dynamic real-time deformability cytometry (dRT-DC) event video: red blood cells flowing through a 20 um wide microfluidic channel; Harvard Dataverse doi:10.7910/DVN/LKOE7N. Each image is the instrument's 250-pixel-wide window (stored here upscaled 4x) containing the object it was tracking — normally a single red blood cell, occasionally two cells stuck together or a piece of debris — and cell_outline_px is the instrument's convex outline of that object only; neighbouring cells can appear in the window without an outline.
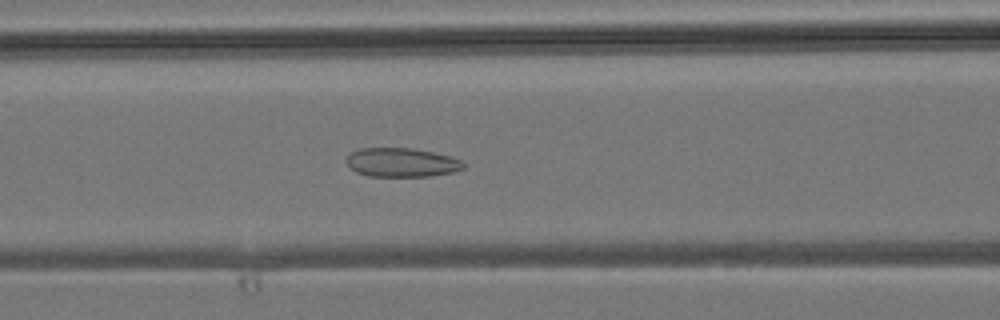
{"species": "common noctule bat (a hibernating species)", "species_latin": "Nyctalus noctula", "temperature_condition": "room temperature", "stored_images_in_passage": 46, "camera_frame_rate_fps": 3000, "um_per_image_px": 0.085, "animal": {"sex": "male", "body_mass_g": 19.2, "forearm_length_mm": 51.8}, "frame": {"image": 1, "passage_image": 19, "time_ms": 6.0, "image_size_px": [1000, 320], "cell_outline_px": [[464, 168], [452, 172], [428, 176], [368, 176], [356, 172], [348, 168], [344, 160], [352, 152], [360, 148], [412, 148], [452, 156], [460, 160], [464, 164]], "centroid_in_image_um": [34.09, 13.81], "position_along_channel_um": 132.5, "area_um2": 19.83}}
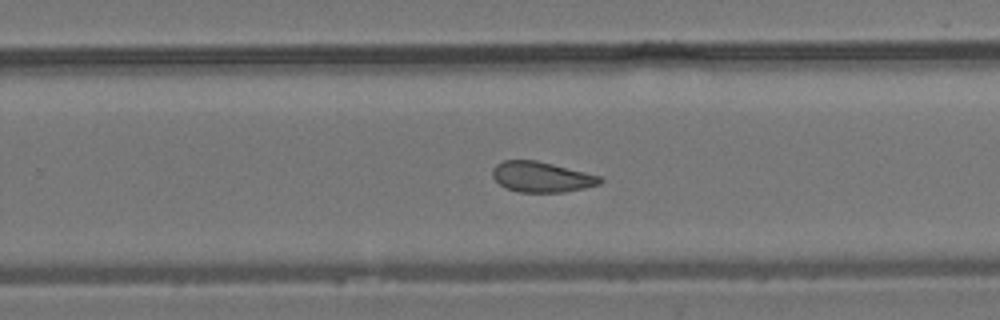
{"frame": {"image": 2, "passage_image": 29, "time_ms": 9.333, "image_size_px": [1000, 320], "cell_outline_px": [[604, 180], [600, 184], [584, 188], [564, 192], [520, 192], [508, 188], [500, 184], [492, 176], [492, 168], [496, 164], [504, 160], [536, 160], [600, 176]], "centroid_in_image_um": [46.02, 15.04], "position_along_channel_um": 283.8, "area_um2": 18.9}}
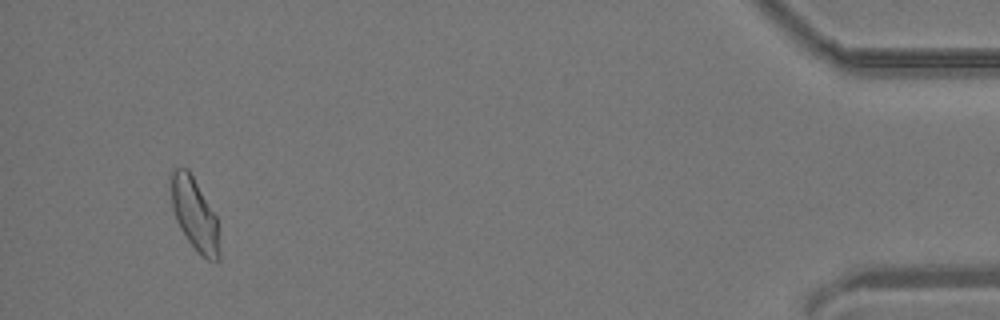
{"frame": {"image": 3, "passage_image": 43, "time_ms": 14.0, "image_size_px": [1000, 320], "cell_outline_px": [[220, 260], [208, 260], [188, 240], [180, 228], [176, 220], [172, 208], [168, 176], [172, 168], [188, 168], [216, 216], [220, 252]], "centroid_in_image_um": [16.49, 18.13], "position_along_channel_um": 418.7, "area_um2": 20.4}}